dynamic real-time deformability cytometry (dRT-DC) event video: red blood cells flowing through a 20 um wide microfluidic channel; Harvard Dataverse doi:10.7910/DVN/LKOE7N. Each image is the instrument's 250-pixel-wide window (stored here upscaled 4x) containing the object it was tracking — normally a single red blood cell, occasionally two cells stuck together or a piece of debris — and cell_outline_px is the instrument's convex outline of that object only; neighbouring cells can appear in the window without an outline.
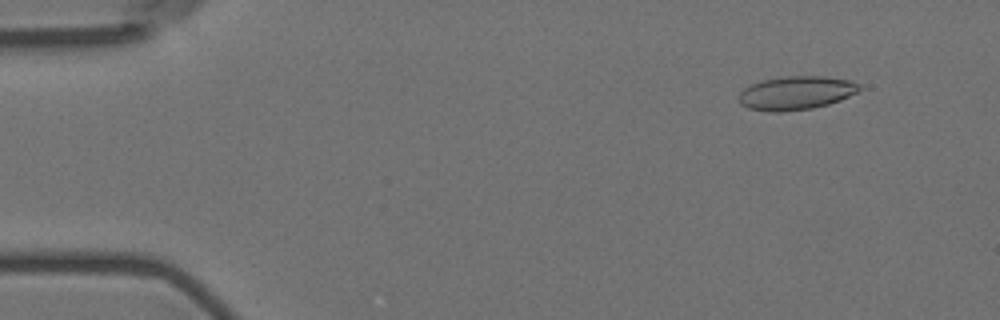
{"species": "Egyptian fruit bat (a non-hibernating species)", "species_latin": "Rousettus aegyptiacus", "temperature_condition": "room temperature", "stored_images_in_passage": 57, "camera_frame_rate_fps": 3000, "um_per_image_px": 0.085, "animal": {"sex": "female"}, "frame": {"image": 1, "passage_image": 6, "time_ms": 1.667, "image_size_px": [1000, 320], "cell_outline_px": [[860, 88], [856, 92], [840, 100], [828, 104], [812, 108], [780, 112], [776, 112], [748, 108], [740, 104], [740, 92], [744, 88], [760, 80], [788, 76], [824, 76], [852, 80], [860, 84]], "centroid_in_image_um": [67.67, 7.89], "position_along_channel_um": 17.3, "area_um2": 23.47}}
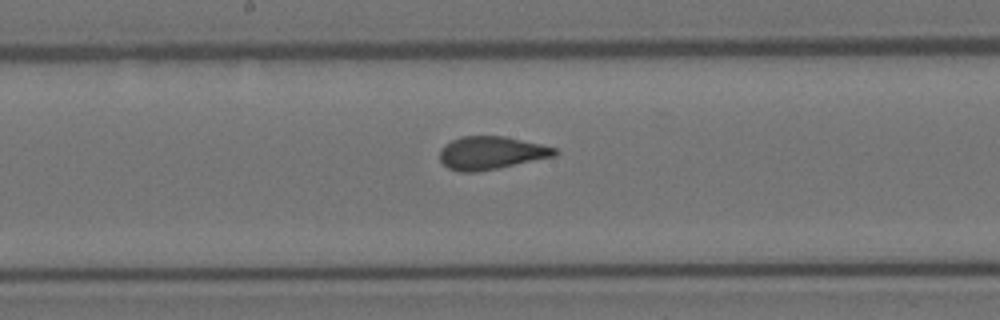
{"frame": {"image": 2, "passage_image": 30, "time_ms": 9.667, "image_size_px": [1000, 320], "cell_outline_px": [[560, 152], [556, 156], [476, 172], [456, 172], [448, 168], [440, 160], [440, 148], [444, 144], [460, 136], [504, 136], [540, 144], [556, 148]], "centroid_in_image_um": [41.72, 12.99], "position_along_channel_um": 206.5, "area_um2": 22.14}}
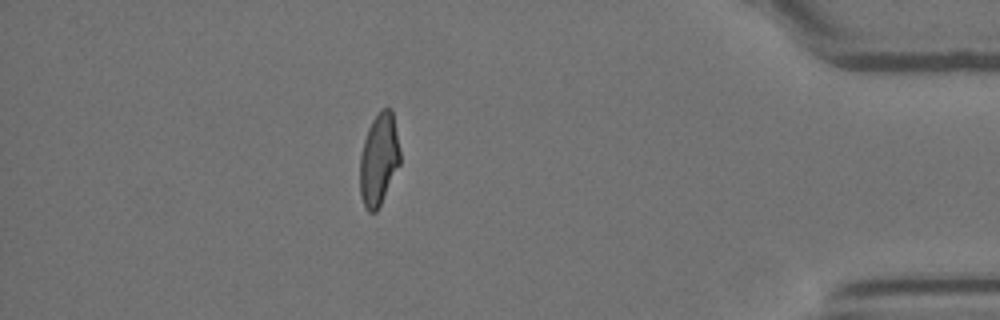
{"frame": {"image": 3, "passage_image": 50, "time_ms": 16.333, "image_size_px": [1000, 320], "cell_outline_px": [[400, 164], [376, 212], [368, 212], [360, 196], [360, 156], [364, 140], [368, 128], [372, 120], [380, 108], [392, 108], [400, 152]], "centroid_in_image_um": [32.2, 13.52], "position_along_channel_um": 403.0, "area_um2": 21.44}, "authors_computed_cell_mechanics": {"area_um2": 22.6576, "velocity_mm_per_s": 3.5997, "shape_relaxation_time_tau1_ms": null, "shape_relaxation_time_tau2_ms": 0.8034, "deformation_change_tau1": null, "deformation_change_tau2": 0.0871}}